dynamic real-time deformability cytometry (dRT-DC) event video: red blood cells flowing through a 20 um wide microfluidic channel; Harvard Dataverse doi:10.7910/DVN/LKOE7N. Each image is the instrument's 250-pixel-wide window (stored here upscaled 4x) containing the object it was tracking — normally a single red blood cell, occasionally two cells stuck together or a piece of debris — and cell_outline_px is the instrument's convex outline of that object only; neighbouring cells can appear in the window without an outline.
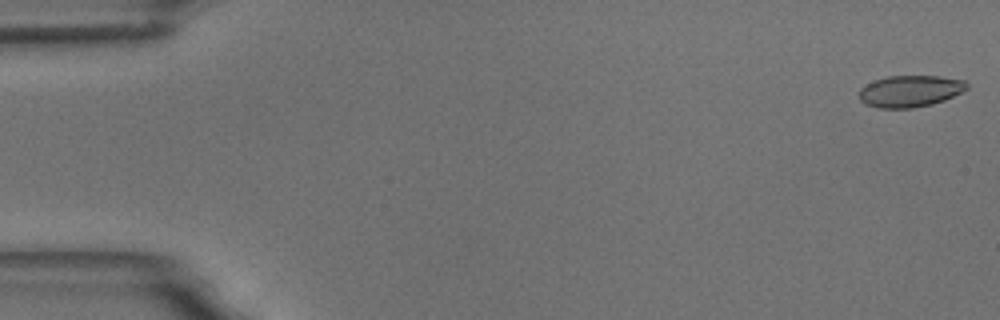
{"species": "common noctule bat (a hibernating species)", "species_latin": "Nyctalus noctula", "temperature_condition": "room temperature", "stored_images_in_passage": 58, "camera_frame_rate_fps": 3000, "um_per_image_px": 0.085, "animal": {"sex": "male", "body_mass_g": 18.8}, "frame": {"image": 1, "passage_image": 1, "time_ms": 0.0, "image_size_px": [1000, 320], "cell_outline_px": [[968, 88], [944, 100], [932, 104], [912, 108], [880, 108], [864, 104], [860, 100], [860, 88], [876, 80], [888, 76], [940, 76], [964, 80], [968, 84]], "centroid_in_image_um": [77.36, 7.75], "position_along_channel_um": 7.6, "area_um2": 19.71}}
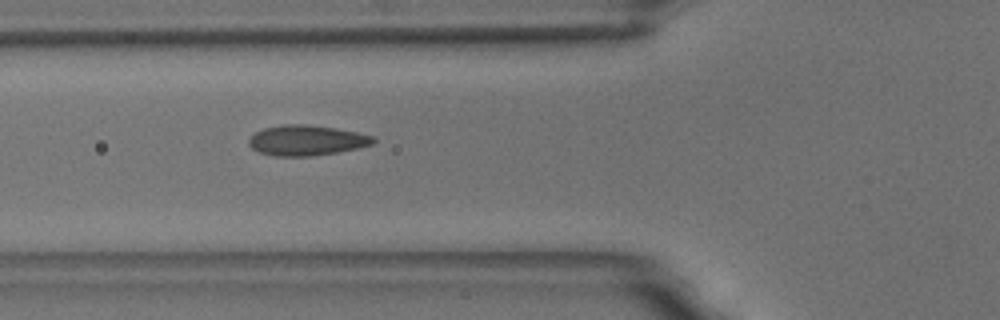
{"frame": {"image": 2, "passage_image": 21, "time_ms": 6.667, "image_size_px": [1000, 320], "cell_outline_px": [[376, 140], [372, 144], [360, 148], [336, 152], [308, 156], [276, 156], [260, 152], [252, 148], [248, 144], [248, 140], [256, 132], [264, 128], [284, 124], [304, 124], [336, 128], [356, 132], [372, 136]], "centroid_in_image_um": [26.06, 11.92], "position_along_channel_um": 99.7, "area_um2": 21.79}}
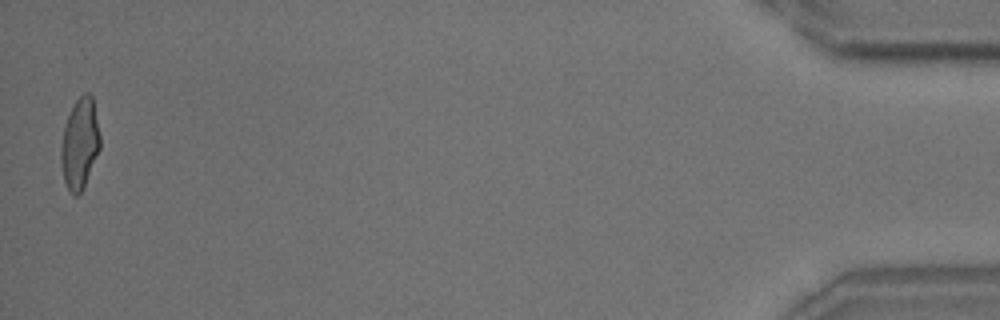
{"frame": {"image": 3, "passage_image": 57, "time_ms": 18.667, "image_size_px": [1000, 320], "cell_outline_px": [[100, 148], [84, 188], [76, 196], [72, 196], [64, 180], [60, 160], [60, 148], [64, 124], [76, 100], [84, 92], [88, 92], [92, 96], [100, 136]], "centroid_in_image_um": [6.77, 12.23], "position_along_channel_um": 428.4, "area_um2": 20.69}, "authors_computed_cell_mechanics": {"area_um2": 20.6924, "velocity_mm_per_s": 3.5001, "shape_relaxation_time_tau1_ms": 5.7304, "shape_relaxation_time_tau2_ms": 1.0237, "deformation_change_tau1": 0.1582, "deformation_change_tau2": 0.058}}